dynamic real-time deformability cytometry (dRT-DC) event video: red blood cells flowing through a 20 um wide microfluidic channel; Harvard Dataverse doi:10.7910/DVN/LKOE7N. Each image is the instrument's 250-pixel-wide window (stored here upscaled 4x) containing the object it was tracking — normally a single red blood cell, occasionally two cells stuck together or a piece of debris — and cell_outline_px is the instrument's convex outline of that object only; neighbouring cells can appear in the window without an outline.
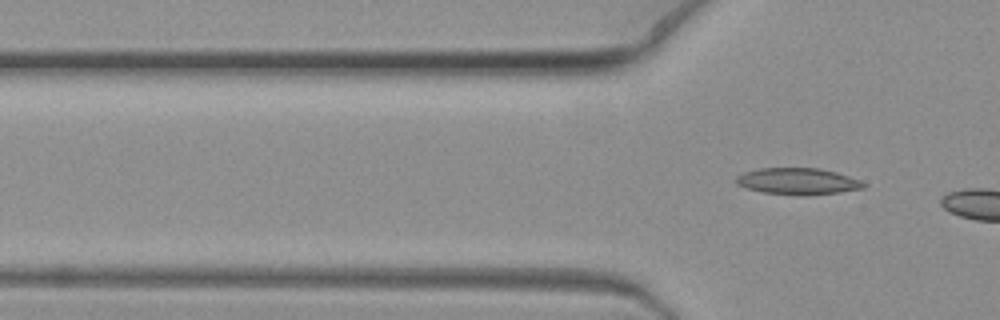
{"species": "common noctule bat (a hibernating species)", "species_latin": "Nyctalus noctula", "temperature_condition": "warm", "stored_images_in_passage": 4, "segment_of_instrument_passage": [2, 2], "camera_frame_rate_fps": 3000, "um_per_image_px": 0.085, "animal": {"sex": "female", "body_mass_g": 19.3, "forearm_length_mm": 54.1}, "frame": {"image": 1, "passage_image": 4, "time_ms": 1.0, "image_size_px": [1000, 320], "cell_outline_px": [[868, 184], [864, 188], [840, 192], [808, 196], [800, 196], [764, 192], [748, 188], [736, 184], [736, 176], [744, 172], [760, 168], [820, 168], [836, 172], [860, 180]], "centroid_in_image_um": [67.84, 15.41], "position_along_channel_um": 58.0, "area_um2": 19.83}}